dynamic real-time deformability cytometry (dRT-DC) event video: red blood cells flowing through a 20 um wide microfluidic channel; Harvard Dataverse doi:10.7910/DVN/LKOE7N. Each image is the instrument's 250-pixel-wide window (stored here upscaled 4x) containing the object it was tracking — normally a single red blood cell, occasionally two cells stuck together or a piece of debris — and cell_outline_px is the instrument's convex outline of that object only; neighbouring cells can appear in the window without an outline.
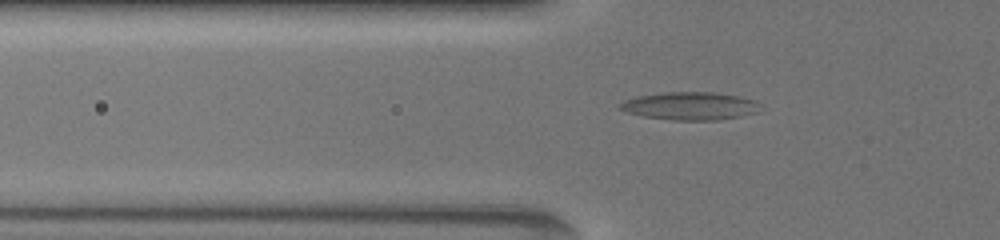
{"species": "common noctule bat (a hibernating species)", "species_latin": "Nyctalus noctula", "temperature_condition": "warm", "stored_images_in_passage": 8, "camera_frame_rate_fps": 3000, "um_per_image_px": 0.085, "animal": {"sex": "female", "body_mass_g": 19.5, "forearm_length_mm": 54.1}, "frame": {"image": 1, "passage_image": 2, "time_ms": 0.333, "image_size_px": [1000, 240], "cell_outline_px": [[760, 104], [756, 112], [740, 116], [716, 120], [676, 120], [644, 116], [628, 112], [620, 108], [620, 104], [624, 100], [636, 96], [664, 92], [716, 92], [740, 96], [756, 100]], "centroid_in_image_um": [58.68, 8.99], "position_along_channel_um": 67.1, "area_um2": 22.66}}
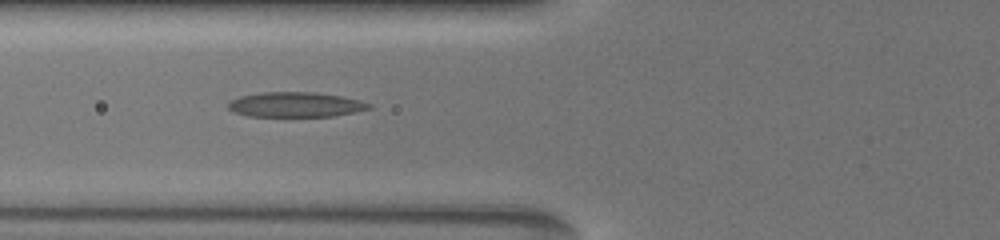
{"frame": {"image": 2, "passage_image": 7, "time_ms": 1.333, "image_size_px": [1000, 240], "cell_outline_px": [[372, 108], [332, 116], [248, 116], [236, 112], [228, 108], [228, 104], [232, 100], [240, 96], [260, 92], [316, 92], [340, 96], [360, 100], [372, 104]], "centroid_in_image_um": [25.13, 8.88], "position_along_channel_um": 100.7, "area_um2": 20.29}}